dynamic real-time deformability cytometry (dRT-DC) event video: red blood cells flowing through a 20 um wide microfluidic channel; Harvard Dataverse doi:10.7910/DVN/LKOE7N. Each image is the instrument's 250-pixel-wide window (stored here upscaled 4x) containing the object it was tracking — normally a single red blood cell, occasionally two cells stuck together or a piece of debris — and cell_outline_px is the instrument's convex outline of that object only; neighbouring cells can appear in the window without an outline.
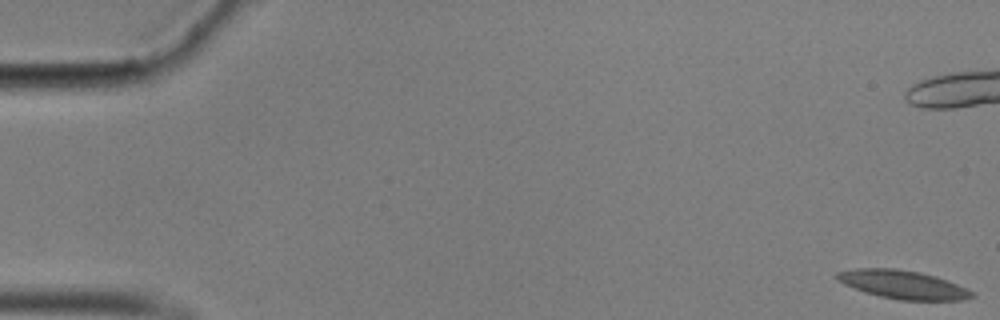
{"species": "common noctule bat (a hibernating species)", "species_latin": "Nyctalus noctula", "temperature_condition": "cold", "stored_images_in_passage": 59, "camera_frame_rate_fps": 3000, "um_per_image_px": 0.085, "animal": {"sex": "male", "body_mass_g": 17.9}, "frame": {"image": 1, "passage_image": 1, "time_ms": 0.0, "image_size_px": [1000, 320], "cell_outline_px": [[976, 296], [964, 300], [900, 300], [880, 296], [844, 284], [836, 280], [836, 272], [856, 268], [896, 268], [920, 272], [936, 276], [956, 284], [972, 292]], "centroid_in_image_um": [76.74, 24.18], "position_along_channel_um": 8.3, "area_um2": 22.14}}
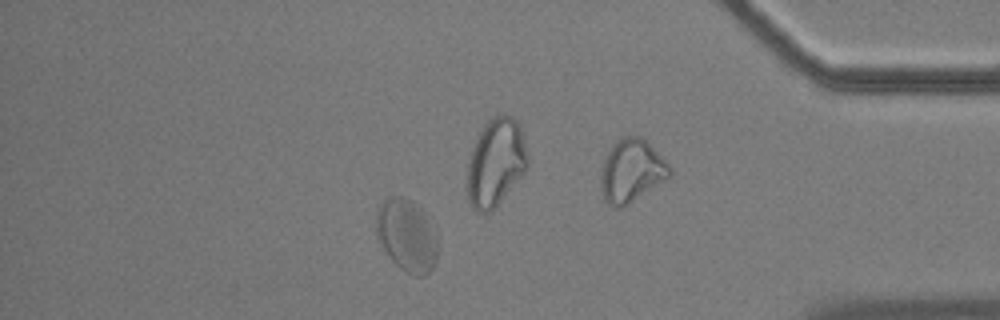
{"frame": {"image": 2, "passage_image": 51, "time_ms": 16.667, "image_size_px": [1000, 320], "cell_outline_px": [[440, 244], [436, 260], [432, 268], [424, 276], [412, 276], [400, 268], [392, 260], [376, 236], [376, 212], [380, 204], [388, 196], [400, 196], [412, 200], [424, 212]], "centroid_in_image_um": [34.58, 20.01], "position_along_channel_um": 400.6, "area_um2": 26.13}, "authors_computed_cell_mechanics": {"area_um2": 21.7328, "velocity_mm_per_s": 3.4224, "shape_relaxation_time_tau1_ms": 8.3035, "shape_relaxation_time_tau2_ms": 1.6593, "deformation_change_tau1": 0.1725, "deformation_change_tau2": 0.0572}}